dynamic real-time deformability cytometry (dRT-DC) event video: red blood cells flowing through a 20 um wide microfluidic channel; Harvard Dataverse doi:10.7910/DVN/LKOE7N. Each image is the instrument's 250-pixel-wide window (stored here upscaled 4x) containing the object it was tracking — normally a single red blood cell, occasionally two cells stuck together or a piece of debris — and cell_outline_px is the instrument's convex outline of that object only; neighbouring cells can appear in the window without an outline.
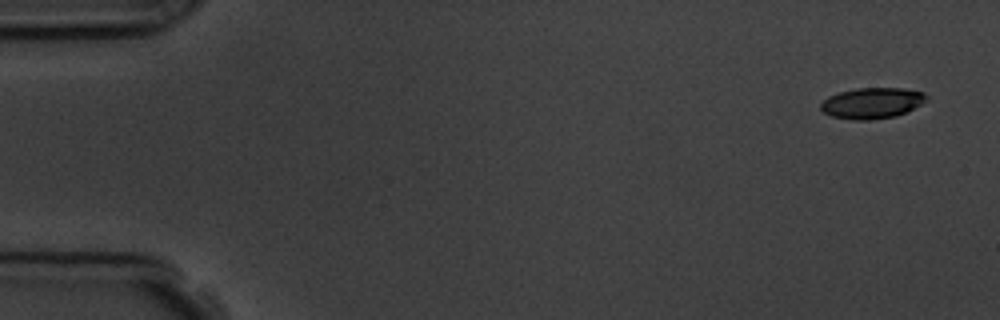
{"species": "common noctule bat (a hibernating species)", "species_latin": "Nyctalus noctula", "temperature_condition": "room temperature", "stored_images_in_passage": 5, "camera_frame_rate_fps": 3000, "um_per_image_px": 0.085, "animal": {"sex": "male", "body_mass_g": 19.5, "forearm_length_mm": 54.6}, "frame": {"image": 1, "passage_image": 1, "time_ms": 0.0, "image_size_px": [1000, 320], "cell_outline_px": [[928, 100], [896, 116], [872, 120], [852, 120], [832, 116], [824, 112], [820, 108], [820, 104], [828, 96], [840, 92], [856, 88], [904, 88], [924, 92], [928, 96]], "centroid_in_image_um": [74.12, 8.76], "position_along_channel_um": 10.9, "area_um2": 19.02}}
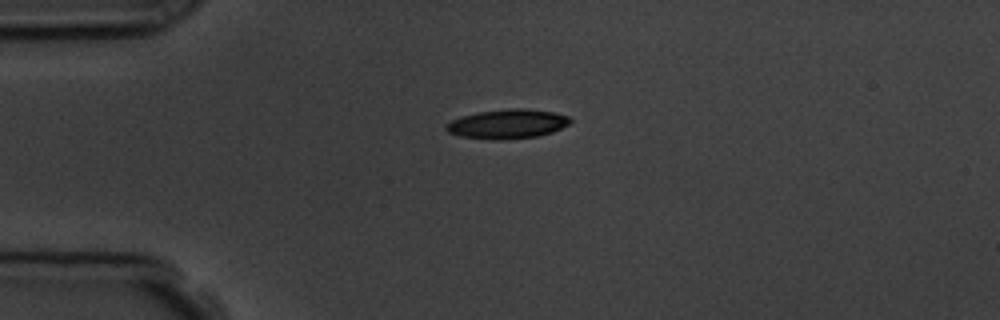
{"frame": {"image": 2, "passage_image": 4, "time_ms": 3.667, "image_size_px": [1000, 320], "cell_outline_px": [[572, 120], [568, 124], [552, 132], [536, 136], [500, 140], [460, 136], [448, 132], [444, 128], [444, 124], [452, 120], [476, 112], [508, 108], [524, 108], [552, 112], [568, 116]], "centroid_in_image_um": [43.1, 10.52], "position_along_channel_um": 41.9, "area_um2": 21.04}}